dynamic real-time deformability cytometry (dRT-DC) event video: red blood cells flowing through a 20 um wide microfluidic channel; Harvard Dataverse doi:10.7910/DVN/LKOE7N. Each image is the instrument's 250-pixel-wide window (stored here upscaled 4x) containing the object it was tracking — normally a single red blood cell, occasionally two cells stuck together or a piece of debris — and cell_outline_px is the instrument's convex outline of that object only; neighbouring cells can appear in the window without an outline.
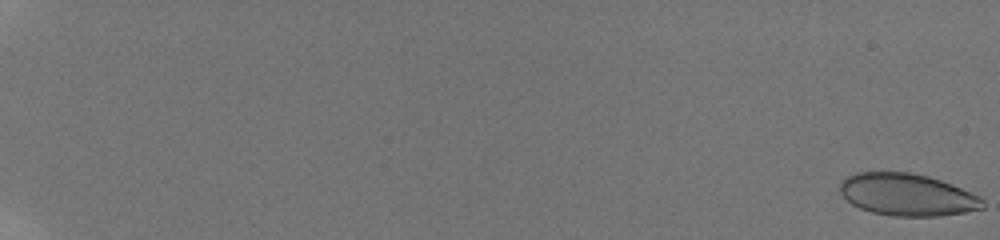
{"species": "human", "species_latin": "Homo sapiens", "temperature_condition": "room temperature", "stored_images_in_passage": 17, "camera_frame_rate_fps": 3000, "um_per_image_px": 0.085, "donor": {"sex": "male"}, "frame": {"image": 1, "passage_image": 1, "time_ms": 0.0, "image_size_px": [1000, 240], "cell_outline_px": [[984, 208], [964, 212], [940, 216], [892, 216], [872, 212], [860, 208], [852, 204], [840, 192], [840, 180], [844, 176], [856, 172], [908, 172], [928, 176], [952, 184], [980, 196], [984, 200]], "centroid_in_image_um": [77.1, 16.54], "position_along_channel_um": 7.9, "area_um2": 35.2}}
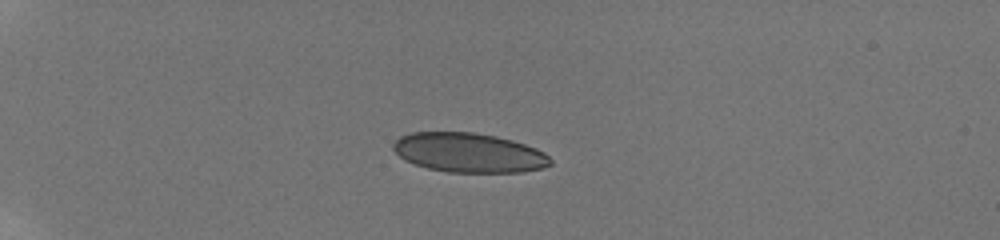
{"frame": {"image": 2, "passage_image": 15, "time_ms": 6.0, "image_size_px": [1000, 240], "cell_outline_px": [[552, 164], [544, 168], [520, 172], [448, 172], [428, 168], [404, 160], [392, 148], [392, 144], [400, 136], [412, 132], [472, 132], [496, 136], [512, 140], [536, 148], [544, 152], [552, 160]], "centroid_in_image_um": [39.86, 12.98], "position_along_channel_um": 45.1, "area_um2": 36.13}}
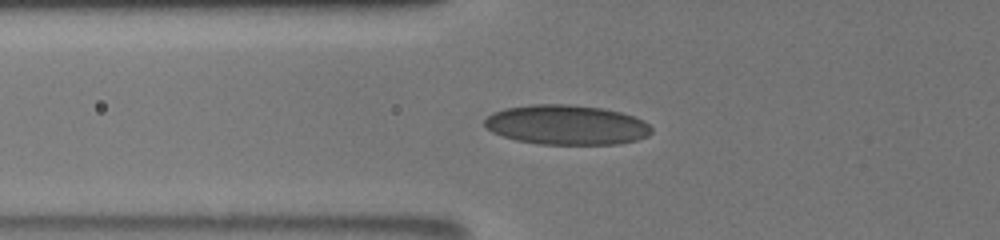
{"frame": {"image": 3, "passage_image": 17, "time_ms": 8.333, "image_size_px": [1000, 240], "cell_outline_px": [[652, 132], [648, 136], [636, 140], [616, 144], [540, 144], [516, 140], [492, 132], [484, 124], [484, 120], [492, 112], [504, 108], [532, 104], [568, 104], [604, 108], [620, 112], [644, 120], [652, 128]], "centroid_in_image_um": [48.16, 10.61], "position_along_channel_um": 77.6, "area_um2": 38.73}}